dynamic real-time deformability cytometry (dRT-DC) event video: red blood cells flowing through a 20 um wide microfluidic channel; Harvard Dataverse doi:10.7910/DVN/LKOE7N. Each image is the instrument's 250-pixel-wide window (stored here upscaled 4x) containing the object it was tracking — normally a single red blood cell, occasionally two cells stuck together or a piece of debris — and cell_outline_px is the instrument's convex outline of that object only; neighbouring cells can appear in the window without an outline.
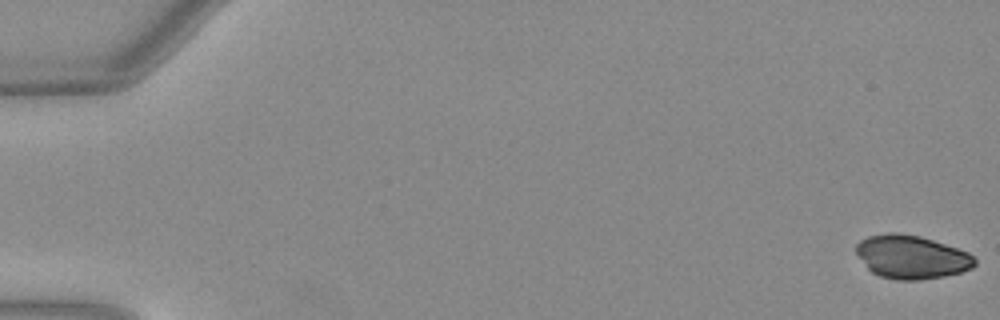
{"species": "Egyptian fruit bat (a non-hibernating species)", "species_latin": "Rousettus aegyptiacus", "temperature_condition": "warm", "stored_images_in_passage": 52, "camera_frame_rate_fps": 3000, "um_per_image_px": 0.085, "animal": {"sex": "female"}, "frame": {"image": 1, "passage_image": 1, "time_ms": 0.0, "image_size_px": [1000, 320], "cell_outline_px": [[976, 264], [972, 268], [960, 272], [944, 276], [920, 280], [896, 280], [880, 276], [872, 272], [868, 268], [856, 252], [856, 244], [860, 240], [868, 236], [888, 232], [896, 232], [920, 236], [968, 252], [976, 260]], "centroid_in_image_um": [77.47, 21.84], "position_along_channel_um": 7.5, "area_um2": 29.88}}
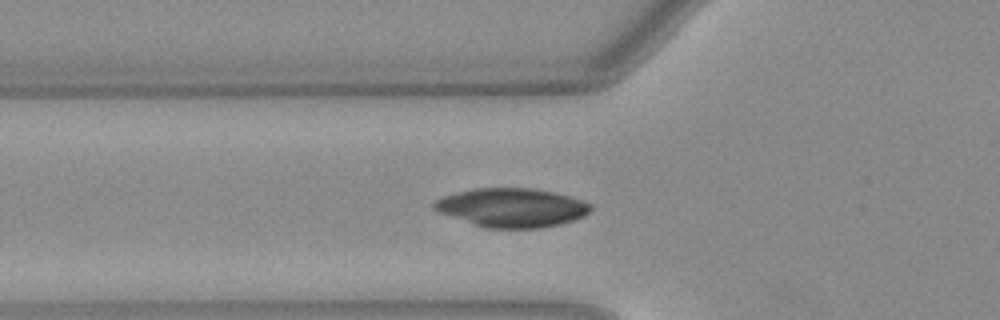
{"frame": {"image": 2, "passage_image": 19, "time_ms": 6.0, "image_size_px": [1000, 320], "cell_outline_px": [[592, 208], [584, 216], [560, 224], [540, 228], [484, 228], [440, 212], [432, 208], [432, 204], [436, 200], [444, 196], [456, 192], [476, 188], [532, 188], [552, 192], [584, 200], [592, 204]], "centroid_in_image_um": [43.51, 17.65], "position_along_channel_um": 82.3, "area_um2": 35.32}}
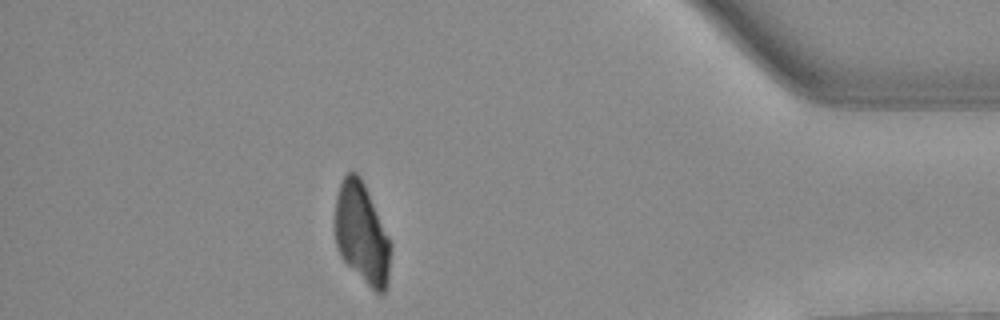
{"frame": {"image": 3, "passage_image": 46, "time_ms": 15.0, "image_size_px": [1000, 320], "cell_outline_px": [[392, 248], [388, 284], [384, 292], [376, 292], [340, 256], [336, 244], [336, 196], [340, 184], [344, 176], [348, 172], [356, 172], [360, 176], [364, 184], [392, 244]], "centroid_in_image_um": [30.78, 19.85], "position_along_channel_um": 404.4, "area_um2": 32.19}}